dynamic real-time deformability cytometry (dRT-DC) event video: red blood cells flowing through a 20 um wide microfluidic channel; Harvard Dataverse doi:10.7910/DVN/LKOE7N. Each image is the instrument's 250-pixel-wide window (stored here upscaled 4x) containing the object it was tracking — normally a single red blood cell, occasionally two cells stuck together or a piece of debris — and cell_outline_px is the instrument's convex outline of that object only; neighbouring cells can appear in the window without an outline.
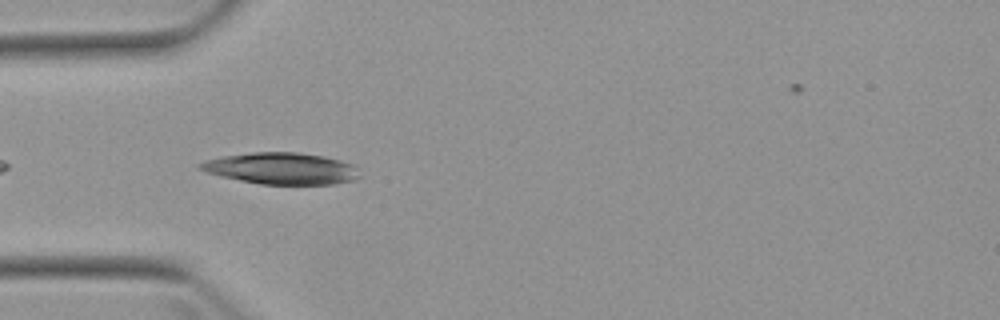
{"species": "Egyptian fruit bat (a non-hibernating species)", "species_latin": "Rousettus aegyptiacus", "temperature_condition": "warm", "stored_images_in_passage": 5, "camera_frame_rate_fps": 3000, "um_per_image_px": 0.085, "animal": {"sex": "female"}, "frame": {"image": 1, "passage_image": 3, "time_ms": 2.333, "image_size_px": [1000, 320], "cell_outline_px": [[360, 176], [356, 180], [332, 184], [260, 184], [220, 176], [196, 168], [196, 164], [204, 160], [220, 156], [252, 152], [296, 152], [324, 156], [340, 160], [352, 164], [356, 168]], "centroid_in_image_um": [23.88, 14.31], "position_along_channel_um": 61.1, "area_um2": 29.48}}
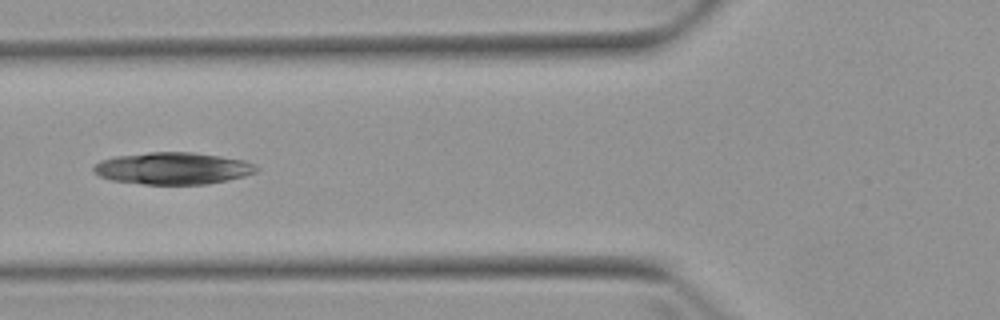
{"frame": {"image": 2, "passage_image": 4, "time_ms": 3.667, "image_size_px": [1000, 320], "cell_outline_px": [[260, 168], [256, 172], [244, 176], [228, 180], [204, 184], [144, 184], [112, 180], [100, 176], [92, 168], [100, 160], [116, 156], [148, 152], [192, 152], [220, 156], [244, 160], [256, 164]], "centroid_in_image_um": [14.73, 14.3], "position_along_channel_um": 111.1, "area_um2": 30.29}}
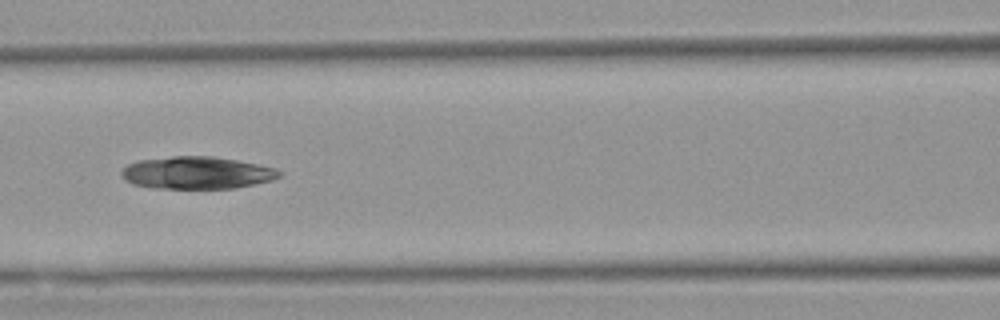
{"frame": {"image": 3, "passage_image": 5, "time_ms": 4.667, "image_size_px": [1000, 320], "cell_outline_px": [[284, 172], [280, 176], [272, 180], [236, 188], [152, 188], [132, 184], [124, 180], [120, 172], [128, 164], [136, 160], [172, 156], [212, 156], [236, 160], [276, 168]], "centroid_in_image_um": [16.71, 14.68], "position_along_channel_um": 149.9, "area_um2": 29.88}}